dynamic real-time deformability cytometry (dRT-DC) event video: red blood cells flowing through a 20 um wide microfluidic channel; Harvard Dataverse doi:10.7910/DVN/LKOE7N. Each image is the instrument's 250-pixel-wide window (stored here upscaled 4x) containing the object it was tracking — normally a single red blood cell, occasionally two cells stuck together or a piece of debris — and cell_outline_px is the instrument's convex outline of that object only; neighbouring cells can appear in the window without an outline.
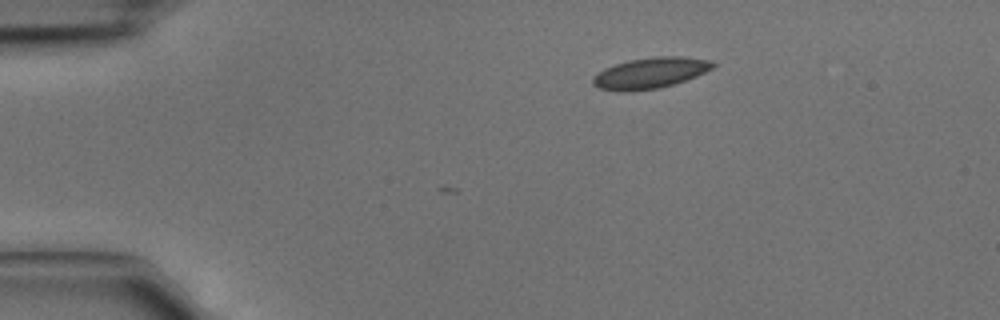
{"species": "common noctule bat (a hibernating species)", "species_latin": "Nyctalus noctula", "temperature_condition": "cold", "stored_images_in_passage": 5, "camera_frame_rate_fps": 3000, "um_per_image_px": 0.085, "animal": {"sex": "male", "body_mass_g": 15.6}, "frame": {"image": 1, "passage_image": 3, "time_ms": 0.667, "image_size_px": [1000, 320], "cell_outline_px": [[716, 64], [712, 68], [696, 76], [660, 88], [628, 92], [620, 92], [600, 88], [592, 84], [592, 76], [604, 68], [628, 60], [656, 56], [684, 56], [712, 60]], "centroid_in_image_um": [55.25, 6.2], "position_along_channel_um": 29.8, "area_um2": 21.73}}